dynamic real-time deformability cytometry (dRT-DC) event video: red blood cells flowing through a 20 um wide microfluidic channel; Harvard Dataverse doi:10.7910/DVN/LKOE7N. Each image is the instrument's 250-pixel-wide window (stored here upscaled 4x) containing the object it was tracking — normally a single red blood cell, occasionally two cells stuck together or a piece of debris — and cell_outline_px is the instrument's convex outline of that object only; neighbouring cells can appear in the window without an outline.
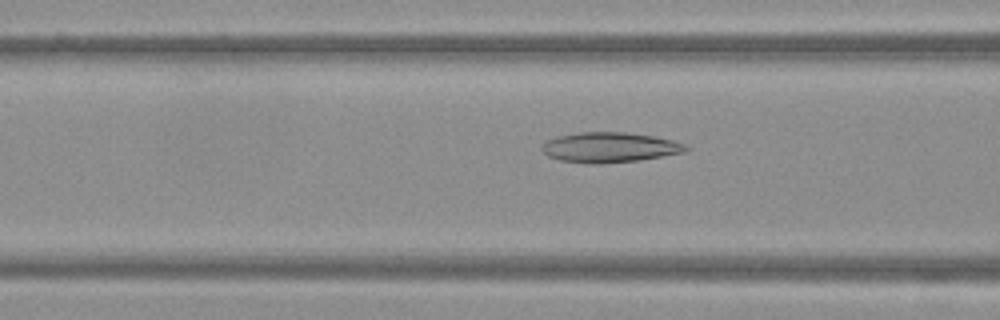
{"species": "Egyptian fruit bat (a non-hibernating species)", "species_latin": "Rousettus aegyptiacus", "temperature_condition": "warm", "stored_images_in_passage": 50, "camera_frame_rate_fps": 3000, "um_per_image_px": 0.085, "frame": {"image": 1, "passage_image": 20, "time_ms": 6.333, "image_size_px": [1000, 320], "cell_outline_px": [[692, 148], [688, 152], [640, 160], [600, 164], [588, 164], [560, 160], [548, 156], [540, 148], [548, 140], [556, 136], [580, 132], [628, 132], [656, 136], [688, 144]], "centroid_in_image_um": [51.9, 12.53], "position_along_channel_um": 114.7, "area_um2": 25.72}}
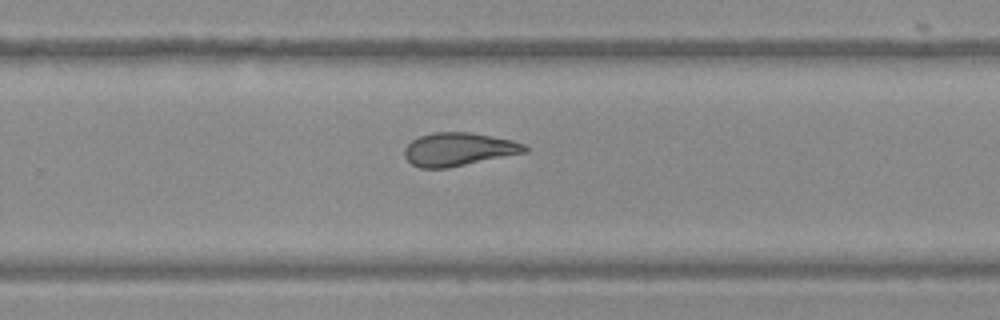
{"frame": {"image": 2, "passage_image": 33, "time_ms": 10.667, "image_size_px": [1000, 320], "cell_outline_px": [[528, 152], [448, 168], [420, 168], [412, 164], [404, 156], [404, 148], [412, 140], [420, 136], [432, 132], [472, 132], [512, 140], [524, 144], [528, 148]], "centroid_in_image_um": [38.98, 12.69], "position_along_channel_um": 290.8, "area_um2": 23.41}}
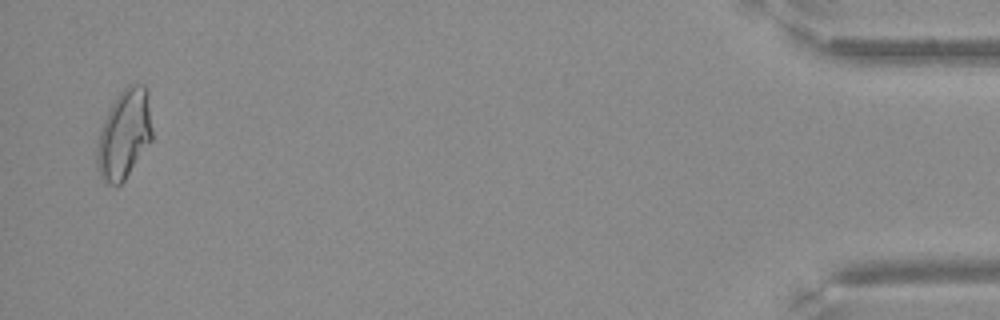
{"frame": {"image": 3, "passage_image": 49, "time_ms": 16.0, "image_size_px": [1000, 320], "cell_outline_px": [[152, 140], [124, 180], [120, 184], [104, 184], [100, 176], [96, 164], [96, 144], [100, 128], [116, 96], [128, 84], [144, 84], [148, 88], [152, 128]], "centroid_in_image_um": [10.55, 11.4], "position_along_channel_um": 424.6, "area_um2": 29.02}}